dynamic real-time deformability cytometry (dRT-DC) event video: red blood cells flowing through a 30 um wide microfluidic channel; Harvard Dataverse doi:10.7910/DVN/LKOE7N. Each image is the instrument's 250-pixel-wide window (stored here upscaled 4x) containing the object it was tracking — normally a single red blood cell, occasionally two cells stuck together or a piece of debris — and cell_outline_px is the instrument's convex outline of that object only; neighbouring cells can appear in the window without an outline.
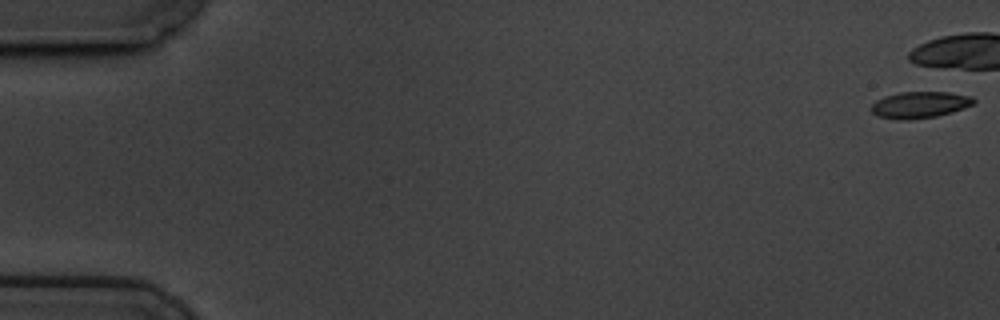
{"species": "common noctule bat (a hibernating species)", "species_latin": "Nyctalus noctula", "temperature_condition": "cold", "stored_images_in_passage": 6, "camera_frame_rate_fps": 3000, "um_per_image_px": 0.085, "animal": {"sex": "male", "body_mass_g": 19.5, "forearm_length_mm": 54.6}, "frame": {"image": 1, "passage_image": 1, "time_ms": 0.0, "image_size_px": [1000, 320], "cell_outline_px": [[976, 100], [972, 104], [964, 108], [952, 112], [936, 116], [908, 120], [896, 120], [880, 116], [872, 112], [872, 104], [876, 100], [884, 96], [900, 92], [948, 92], [972, 96]], "centroid_in_image_um": [78.18, 8.9], "position_along_channel_um": 6.8, "area_um2": 15.78}}